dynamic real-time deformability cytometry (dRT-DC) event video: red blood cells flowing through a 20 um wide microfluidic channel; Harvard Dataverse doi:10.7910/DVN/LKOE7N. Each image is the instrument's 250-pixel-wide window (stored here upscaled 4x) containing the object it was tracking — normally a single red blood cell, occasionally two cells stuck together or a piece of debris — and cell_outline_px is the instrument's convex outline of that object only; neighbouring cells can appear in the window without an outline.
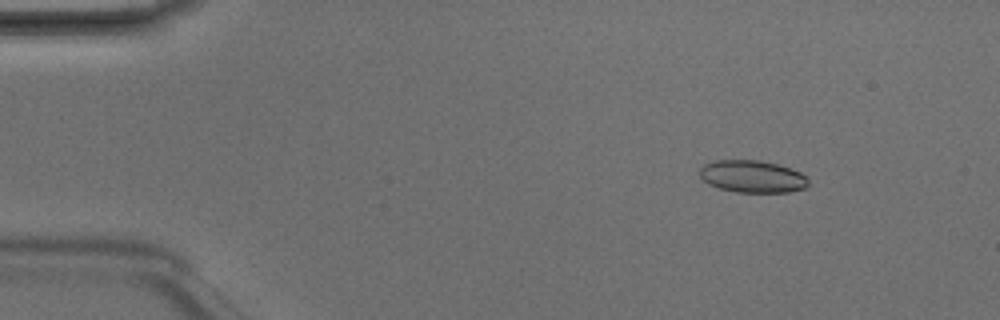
{"species": "Egyptian fruit bat (a non-hibernating species)", "species_latin": "Rousettus aegyptiacus", "temperature_condition": "room temperature", "stored_images_in_passage": 5, "camera_frame_rate_fps": 3000, "um_per_image_px": 0.085, "animal": {"sex": "male"}, "frame": {"image": 1, "passage_image": 2, "time_ms": 0.333, "image_size_px": [1000, 320], "cell_outline_px": [[808, 184], [804, 188], [788, 192], [736, 192], [720, 188], [708, 184], [700, 176], [700, 168], [704, 164], [716, 160], [760, 160], [776, 164], [800, 172], [808, 176]], "centroid_in_image_um": [63.95, 15.0], "position_along_channel_um": 21.1, "area_um2": 20.35}}